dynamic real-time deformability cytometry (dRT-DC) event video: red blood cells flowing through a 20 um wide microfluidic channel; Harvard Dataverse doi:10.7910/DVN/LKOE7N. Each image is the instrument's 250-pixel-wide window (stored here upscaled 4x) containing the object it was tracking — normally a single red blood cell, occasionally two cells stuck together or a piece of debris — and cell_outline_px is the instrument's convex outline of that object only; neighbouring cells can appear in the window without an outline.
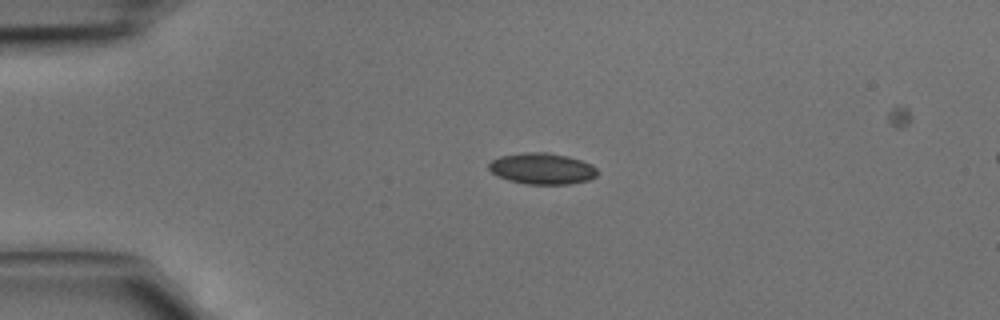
{"species": "common noctule bat (a hibernating species)", "species_latin": "Nyctalus noctula", "temperature_condition": "cold", "stored_images_in_passage": 4, "camera_frame_rate_fps": 3000, "um_per_image_px": 0.085, "animal": {"sex": "male", "body_mass_g": 15.6}, "frame": {"image": 1, "passage_image": 2, "time_ms": 0.333, "image_size_px": [1000, 320], "cell_outline_px": [[596, 176], [588, 180], [568, 184], [528, 184], [508, 180], [492, 172], [488, 168], [488, 164], [492, 160], [500, 156], [524, 152], [548, 152], [568, 156], [592, 164], [596, 168]], "centroid_in_image_um": [46.07, 14.32], "position_along_channel_um": 38.9, "area_um2": 19.65}}